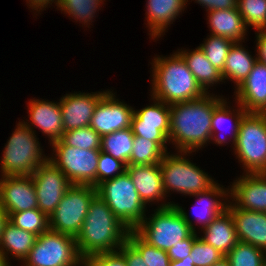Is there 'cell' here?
<instances>
[{
  "label": "cell",
  "instance_id": "1",
  "mask_svg": "<svg viewBox=\"0 0 266 266\" xmlns=\"http://www.w3.org/2000/svg\"><path fill=\"white\" fill-rule=\"evenodd\" d=\"M207 94L209 92L198 99L170 105L168 139L174 142L181 155L194 152L212 138L213 111L224 99Z\"/></svg>",
  "mask_w": 266,
  "mask_h": 266
},
{
  "label": "cell",
  "instance_id": "2",
  "mask_svg": "<svg viewBox=\"0 0 266 266\" xmlns=\"http://www.w3.org/2000/svg\"><path fill=\"white\" fill-rule=\"evenodd\" d=\"M129 229L115 216L107 204L97 195L75 241L81 257L116 251L127 241Z\"/></svg>",
  "mask_w": 266,
  "mask_h": 266
},
{
  "label": "cell",
  "instance_id": "3",
  "mask_svg": "<svg viewBox=\"0 0 266 266\" xmlns=\"http://www.w3.org/2000/svg\"><path fill=\"white\" fill-rule=\"evenodd\" d=\"M152 97L168 105L202 97L205 92L197 83L179 53L171 57H154Z\"/></svg>",
  "mask_w": 266,
  "mask_h": 266
},
{
  "label": "cell",
  "instance_id": "4",
  "mask_svg": "<svg viewBox=\"0 0 266 266\" xmlns=\"http://www.w3.org/2000/svg\"><path fill=\"white\" fill-rule=\"evenodd\" d=\"M152 216L144 218L135 231L146 242L160 250L167 251L195 232L192 221L177 204H161Z\"/></svg>",
  "mask_w": 266,
  "mask_h": 266
},
{
  "label": "cell",
  "instance_id": "5",
  "mask_svg": "<svg viewBox=\"0 0 266 266\" xmlns=\"http://www.w3.org/2000/svg\"><path fill=\"white\" fill-rule=\"evenodd\" d=\"M96 189L97 195L129 230H135L143 222L146 205L127 171L113 179L103 181Z\"/></svg>",
  "mask_w": 266,
  "mask_h": 266
},
{
  "label": "cell",
  "instance_id": "6",
  "mask_svg": "<svg viewBox=\"0 0 266 266\" xmlns=\"http://www.w3.org/2000/svg\"><path fill=\"white\" fill-rule=\"evenodd\" d=\"M7 141L1 160L2 177L32 175L48 160L43 157L32 125L19 122Z\"/></svg>",
  "mask_w": 266,
  "mask_h": 266
},
{
  "label": "cell",
  "instance_id": "7",
  "mask_svg": "<svg viewBox=\"0 0 266 266\" xmlns=\"http://www.w3.org/2000/svg\"><path fill=\"white\" fill-rule=\"evenodd\" d=\"M233 149L246 174L266 173V118L261 113L242 117Z\"/></svg>",
  "mask_w": 266,
  "mask_h": 266
},
{
  "label": "cell",
  "instance_id": "8",
  "mask_svg": "<svg viewBox=\"0 0 266 266\" xmlns=\"http://www.w3.org/2000/svg\"><path fill=\"white\" fill-rule=\"evenodd\" d=\"M25 266H79L84 264L75 238L51 229L36 238Z\"/></svg>",
  "mask_w": 266,
  "mask_h": 266
},
{
  "label": "cell",
  "instance_id": "9",
  "mask_svg": "<svg viewBox=\"0 0 266 266\" xmlns=\"http://www.w3.org/2000/svg\"><path fill=\"white\" fill-rule=\"evenodd\" d=\"M96 196L97 189L93 186L72 185L49 217L50 229L76 238Z\"/></svg>",
  "mask_w": 266,
  "mask_h": 266
},
{
  "label": "cell",
  "instance_id": "10",
  "mask_svg": "<svg viewBox=\"0 0 266 266\" xmlns=\"http://www.w3.org/2000/svg\"><path fill=\"white\" fill-rule=\"evenodd\" d=\"M163 189L184 195H196L211 188L215 181L198 166L179 155L166 153L160 162Z\"/></svg>",
  "mask_w": 266,
  "mask_h": 266
},
{
  "label": "cell",
  "instance_id": "11",
  "mask_svg": "<svg viewBox=\"0 0 266 266\" xmlns=\"http://www.w3.org/2000/svg\"><path fill=\"white\" fill-rule=\"evenodd\" d=\"M56 157L48 158L60 169L72 185L97 187V166L100 149L83 150L65 145L61 140L52 143Z\"/></svg>",
  "mask_w": 266,
  "mask_h": 266
},
{
  "label": "cell",
  "instance_id": "12",
  "mask_svg": "<svg viewBox=\"0 0 266 266\" xmlns=\"http://www.w3.org/2000/svg\"><path fill=\"white\" fill-rule=\"evenodd\" d=\"M31 177L36 190L38 209L50 217L72 183L50 160L38 166Z\"/></svg>",
  "mask_w": 266,
  "mask_h": 266
},
{
  "label": "cell",
  "instance_id": "13",
  "mask_svg": "<svg viewBox=\"0 0 266 266\" xmlns=\"http://www.w3.org/2000/svg\"><path fill=\"white\" fill-rule=\"evenodd\" d=\"M154 99L153 105L138 111L134 110L131 129L135 137L155 141L167 153L165 144L169 141L170 105L159 99Z\"/></svg>",
  "mask_w": 266,
  "mask_h": 266
},
{
  "label": "cell",
  "instance_id": "14",
  "mask_svg": "<svg viewBox=\"0 0 266 266\" xmlns=\"http://www.w3.org/2000/svg\"><path fill=\"white\" fill-rule=\"evenodd\" d=\"M133 113L131 106L119 102L112 91H106L94 109L89 126L100 136L131 128Z\"/></svg>",
  "mask_w": 266,
  "mask_h": 266
},
{
  "label": "cell",
  "instance_id": "15",
  "mask_svg": "<svg viewBox=\"0 0 266 266\" xmlns=\"http://www.w3.org/2000/svg\"><path fill=\"white\" fill-rule=\"evenodd\" d=\"M0 206L11 213L38 208L36 190L31 175L6 176L0 180Z\"/></svg>",
  "mask_w": 266,
  "mask_h": 266
},
{
  "label": "cell",
  "instance_id": "16",
  "mask_svg": "<svg viewBox=\"0 0 266 266\" xmlns=\"http://www.w3.org/2000/svg\"><path fill=\"white\" fill-rule=\"evenodd\" d=\"M106 92L66 94L60 99L64 132L90 125L94 109Z\"/></svg>",
  "mask_w": 266,
  "mask_h": 266
},
{
  "label": "cell",
  "instance_id": "17",
  "mask_svg": "<svg viewBox=\"0 0 266 266\" xmlns=\"http://www.w3.org/2000/svg\"><path fill=\"white\" fill-rule=\"evenodd\" d=\"M229 192L236 201L233 204L236 208L266 212V173L246 174L238 178Z\"/></svg>",
  "mask_w": 266,
  "mask_h": 266
},
{
  "label": "cell",
  "instance_id": "18",
  "mask_svg": "<svg viewBox=\"0 0 266 266\" xmlns=\"http://www.w3.org/2000/svg\"><path fill=\"white\" fill-rule=\"evenodd\" d=\"M236 89L237 103L247 113H262L266 108V64L257 60L247 78Z\"/></svg>",
  "mask_w": 266,
  "mask_h": 266
},
{
  "label": "cell",
  "instance_id": "19",
  "mask_svg": "<svg viewBox=\"0 0 266 266\" xmlns=\"http://www.w3.org/2000/svg\"><path fill=\"white\" fill-rule=\"evenodd\" d=\"M227 210L233 218L238 240L266 252V212L238 209L231 204Z\"/></svg>",
  "mask_w": 266,
  "mask_h": 266
},
{
  "label": "cell",
  "instance_id": "20",
  "mask_svg": "<svg viewBox=\"0 0 266 266\" xmlns=\"http://www.w3.org/2000/svg\"><path fill=\"white\" fill-rule=\"evenodd\" d=\"M126 171L145 205L165 197L160 164L127 165Z\"/></svg>",
  "mask_w": 266,
  "mask_h": 266
},
{
  "label": "cell",
  "instance_id": "21",
  "mask_svg": "<svg viewBox=\"0 0 266 266\" xmlns=\"http://www.w3.org/2000/svg\"><path fill=\"white\" fill-rule=\"evenodd\" d=\"M31 124L47 134L53 143L60 140L63 133L62 111L60 103L47 102L44 100H31L29 103Z\"/></svg>",
  "mask_w": 266,
  "mask_h": 266
},
{
  "label": "cell",
  "instance_id": "22",
  "mask_svg": "<svg viewBox=\"0 0 266 266\" xmlns=\"http://www.w3.org/2000/svg\"><path fill=\"white\" fill-rule=\"evenodd\" d=\"M200 239L219 250L224 256L239 242L233 218L226 209L203 228Z\"/></svg>",
  "mask_w": 266,
  "mask_h": 266
},
{
  "label": "cell",
  "instance_id": "23",
  "mask_svg": "<svg viewBox=\"0 0 266 266\" xmlns=\"http://www.w3.org/2000/svg\"><path fill=\"white\" fill-rule=\"evenodd\" d=\"M211 35L225 37L234 43H240L247 26L237 8L208 11Z\"/></svg>",
  "mask_w": 266,
  "mask_h": 266
},
{
  "label": "cell",
  "instance_id": "24",
  "mask_svg": "<svg viewBox=\"0 0 266 266\" xmlns=\"http://www.w3.org/2000/svg\"><path fill=\"white\" fill-rule=\"evenodd\" d=\"M147 2V24L154 39L161 36L167 25L176 19L188 0H148Z\"/></svg>",
  "mask_w": 266,
  "mask_h": 266
},
{
  "label": "cell",
  "instance_id": "25",
  "mask_svg": "<svg viewBox=\"0 0 266 266\" xmlns=\"http://www.w3.org/2000/svg\"><path fill=\"white\" fill-rule=\"evenodd\" d=\"M36 238V235L16 227L7 220L4 223L0 236V252L7 258V260V254L10 253L12 254V257L24 261L27 258L29 251L34 246Z\"/></svg>",
  "mask_w": 266,
  "mask_h": 266
},
{
  "label": "cell",
  "instance_id": "26",
  "mask_svg": "<svg viewBox=\"0 0 266 266\" xmlns=\"http://www.w3.org/2000/svg\"><path fill=\"white\" fill-rule=\"evenodd\" d=\"M178 53L182 56L197 83L205 92H207L206 90H208L207 88L210 85L223 80L221 71L210 63L200 47L191 52L182 50Z\"/></svg>",
  "mask_w": 266,
  "mask_h": 266
},
{
  "label": "cell",
  "instance_id": "27",
  "mask_svg": "<svg viewBox=\"0 0 266 266\" xmlns=\"http://www.w3.org/2000/svg\"><path fill=\"white\" fill-rule=\"evenodd\" d=\"M256 61L257 58H253L241 44L234 43L221 72L223 80L232 79L238 87L247 78Z\"/></svg>",
  "mask_w": 266,
  "mask_h": 266
},
{
  "label": "cell",
  "instance_id": "28",
  "mask_svg": "<svg viewBox=\"0 0 266 266\" xmlns=\"http://www.w3.org/2000/svg\"><path fill=\"white\" fill-rule=\"evenodd\" d=\"M229 190H225L220 185L215 183L211 188H209L207 191H203L201 193H198L196 195H193L195 197H198V206L201 204L200 211L197 210L195 213L197 217L198 224H202V229L206 227L208 224L211 223V221L218 215L222 214L226 209L228 204H224L225 202H221L215 198L217 197H223L229 195L227 192ZM227 193V194H226ZM215 198V199H212ZM206 200V201H205ZM205 202V203H204ZM196 205V206H197ZM197 206V207H198ZM194 215V214H193Z\"/></svg>",
  "mask_w": 266,
  "mask_h": 266
},
{
  "label": "cell",
  "instance_id": "29",
  "mask_svg": "<svg viewBox=\"0 0 266 266\" xmlns=\"http://www.w3.org/2000/svg\"><path fill=\"white\" fill-rule=\"evenodd\" d=\"M134 137L131 128L103 135L101 136L100 151L129 165Z\"/></svg>",
  "mask_w": 266,
  "mask_h": 266
},
{
  "label": "cell",
  "instance_id": "30",
  "mask_svg": "<svg viewBox=\"0 0 266 266\" xmlns=\"http://www.w3.org/2000/svg\"><path fill=\"white\" fill-rule=\"evenodd\" d=\"M166 152L152 140L134 137L129 165L160 164Z\"/></svg>",
  "mask_w": 266,
  "mask_h": 266
},
{
  "label": "cell",
  "instance_id": "31",
  "mask_svg": "<svg viewBox=\"0 0 266 266\" xmlns=\"http://www.w3.org/2000/svg\"><path fill=\"white\" fill-rule=\"evenodd\" d=\"M225 258L231 266H266V252L241 241L225 255Z\"/></svg>",
  "mask_w": 266,
  "mask_h": 266
},
{
  "label": "cell",
  "instance_id": "32",
  "mask_svg": "<svg viewBox=\"0 0 266 266\" xmlns=\"http://www.w3.org/2000/svg\"><path fill=\"white\" fill-rule=\"evenodd\" d=\"M8 220L16 227L31 232L37 237L50 229L49 217L38 208L11 213Z\"/></svg>",
  "mask_w": 266,
  "mask_h": 266
},
{
  "label": "cell",
  "instance_id": "33",
  "mask_svg": "<svg viewBox=\"0 0 266 266\" xmlns=\"http://www.w3.org/2000/svg\"><path fill=\"white\" fill-rule=\"evenodd\" d=\"M227 102L224 100L214 109L213 115H212V125H211V133H212V138L211 140H214L215 143L223 144L226 143L225 138H221V136L216 135L217 134V129H220V126L223 125L227 120H235L234 125H231L232 128V138H233V144H235L237 140V133L239 130V124L242 119V117L247 113L245 109L241 106L239 110H236V114L232 113L231 110L228 109ZM227 107V108H226ZM234 114V115H232ZM234 118H233V117ZM231 117V118H230ZM228 122V121H227ZM215 133V134H214Z\"/></svg>",
  "mask_w": 266,
  "mask_h": 266
},
{
  "label": "cell",
  "instance_id": "34",
  "mask_svg": "<svg viewBox=\"0 0 266 266\" xmlns=\"http://www.w3.org/2000/svg\"><path fill=\"white\" fill-rule=\"evenodd\" d=\"M127 241L140 253L146 266H170L167 252L150 245L135 230H129Z\"/></svg>",
  "mask_w": 266,
  "mask_h": 266
},
{
  "label": "cell",
  "instance_id": "35",
  "mask_svg": "<svg viewBox=\"0 0 266 266\" xmlns=\"http://www.w3.org/2000/svg\"><path fill=\"white\" fill-rule=\"evenodd\" d=\"M233 41L220 36L210 35L205 43L199 47L204 52L210 63L219 71H223L229 50Z\"/></svg>",
  "mask_w": 266,
  "mask_h": 266
},
{
  "label": "cell",
  "instance_id": "36",
  "mask_svg": "<svg viewBox=\"0 0 266 266\" xmlns=\"http://www.w3.org/2000/svg\"><path fill=\"white\" fill-rule=\"evenodd\" d=\"M237 9L246 26L266 30V0H237Z\"/></svg>",
  "mask_w": 266,
  "mask_h": 266
},
{
  "label": "cell",
  "instance_id": "37",
  "mask_svg": "<svg viewBox=\"0 0 266 266\" xmlns=\"http://www.w3.org/2000/svg\"><path fill=\"white\" fill-rule=\"evenodd\" d=\"M65 145L85 150L100 149L101 136L90 126L65 131L60 139Z\"/></svg>",
  "mask_w": 266,
  "mask_h": 266
},
{
  "label": "cell",
  "instance_id": "38",
  "mask_svg": "<svg viewBox=\"0 0 266 266\" xmlns=\"http://www.w3.org/2000/svg\"><path fill=\"white\" fill-rule=\"evenodd\" d=\"M100 3L102 0H59L56 6L71 17L74 16L75 19H79L80 22L84 21L83 23L88 25Z\"/></svg>",
  "mask_w": 266,
  "mask_h": 266
},
{
  "label": "cell",
  "instance_id": "39",
  "mask_svg": "<svg viewBox=\"0 0 266 266\" xmlns=\"http://www.w3.org/2000/svg\"><path fill=\"white\" fill-rule=\"evenodd\" d=\"M191 262L194 266H212L221 261L225 256L210 244L197 237L190 253Z\"/></svg>",
  "mask_w": 266,
  "mask_h": 266
},
{
  "label": "cell",
  "instance_id": "40",
  "mask_svg": "<svg viewBox=\"0 0 266 266\" xmlns=\"http://www.w3.org/2000/svg\"><path fill=\"white\" fill-rule=\"evenodd\" d=\"M127 165L119 159L100 151L97 166V186L105 180L113 179L126 171Z\"/></svg>",
  "mask_w": 266,
  "mask_h": 266
},
{
  "label": "cell",
  "instance_id": "41",
  "mask_svg": "<svg viewBox=\"0 0 266 266\" xmlns=\"http://www.w3.org/2000/svg\"><path fill=\"white\" fill-rule=\"evenodd\" d=\"M83 266H128L124 254L119 250L97 253L87 257Z\"/></svg>",
  "mask_w": 266,
  "mask_h": 266
},
{
  "label": "cell",
  "instance_id": "42",
  "mask_svg": "<svg viewBox=\"0 0 266 266\" xmlns=\"http://www.w3.org/2000/svg\"><path fill=\"white\" fill-rule=\"evenodd\" d=\"M197 237L196 232H194L189 238L181 240L177 245L169 248L166 252L171 261L182 260L190 256L192 244Z\"/></svg>",
  "mask_w": 266,
  "mask_h": 266
},
{
  "label": "cell",
  "instance_id": "43",
  "mask_svg": "<svg viewBox=\"0 0 266 266\" xmlns=\"http://www.w3.org/2000/svg\"><path fill=\"white\" fill-rule=\"evenodd\" d=\"M119 250L124 254L128 266H146L140 253L128 241Z\"/></svg>",
  "mask_w": 266,
  "mask_h": 266
},
{
  "label": "cell",
  "instance_id": "44",
  "mask_svg": "<svg viewBox=\"0 0 266 266\" xmlns=\"http://www.w3.org/2000/svg\"><path fill=\"white\" fill-rule=\"evenodd\" d=\"M202 6H206L207 11L237 8V0H195Z\"/></svg>",
  "mask_w": 266,
  "mask_h": 266
},
{
  "label": "cell",
  "instance_id": "45",
  "mask_svg": "<svg viewBox=\"0 0 266 266\" xmlns=\"http://www.w3.org/2000/svg\"><path fill=\"white\" fill-rule=\"evenodd\" d=\"M257 52L258 57L256 56L257 60L263 64H266V30L265 31H258L257 35Z\"/></svg>",
  "mask_w": 266,
  "mask_h": 266
},
{
  "label": "cell",
  "instance_id": "46",
  "mask_svg": "<svg viewBox=\"0 0 266 266\" xmlns=\"http://www.w3.org/2000/svg\"><path fill=\"white\" fill-rule=\"evenodd\" d=\"M29 1V4L32 9L38 11V9L42 10V8H46L48 3L52 4L50 2H54V0H27ZM56 4L58 5L59 0H55Z\"/></svg>",
  "mask_w": 266,
  "mask_h": 266
},
{
  "label": "cell",
  "instance_id": "47",
  "mask_svg": "<svg viewBox=\"0 0 266 266\" xmlns=\"http://www.w3.org/2000/svg\"><path fill=\"white\" fill-rule=\"evenodd\" d=\"M191 257L187 256L185 259L178 261H171L170 266H194L193 262H191Z\"/></svg>",
  "mask_w": 266,
  "mask_h": 266
},
{
  "label": "cell",
  "instance_id": "48",
  "mask_svg": "<svg viewBox=\"0 0 266 266\" xmlns=\"http://www.w3.org/2000/svg\"><path fill=\"white\" fill-rule=\"evenodd\" d=\"M8 220V216L6 211L0 206V236L2 233V229L4 226V223Z\"/></svg>",
  "mask_w": 266,
  "mask_h": 266
},
{
  "label": "cell",
  "instance_id": "49",
  "mask_svg": "<svg viewBox=\"0 0 266 266\" xmlns=\"http://www.w3.org/2000/svg\"><path fill=\"white\" fill-rule=\"evenodd\" d=\"M212 266H231L230 262L224 257L221 261H219L218 263H215Z\"/></svg>",
  "mask_w": 266,
  "mask_h": 266
},
{
  "label": "cell",
  "instance_id": "50",
  "mask_svg": "<svg viewBox=\"0 0 266 266\" xmlns=\"http://www.w3.org/2000/svg\"><path fill=\"white\" fill-rule=\"evenodd\" d=\"M0 266H10L7 258L0 252Z\"/></svg>",
  "mask_w": 266,
  "mask_h": 266
},
{
  "label": "cell",
  "instance_id": "51",
  "mask_svg": "<svg viewBox=\"0 0 266 266\" xmlns=\"http://www.w3.org/2000/svg\"><path fill=\"white\" fill-rule=\"evenodd\" d=\"M261 114L266 118V108Z\"/></svg>",
  "mask_w": 266,
  "mask_h": 266
}]
</instances>
